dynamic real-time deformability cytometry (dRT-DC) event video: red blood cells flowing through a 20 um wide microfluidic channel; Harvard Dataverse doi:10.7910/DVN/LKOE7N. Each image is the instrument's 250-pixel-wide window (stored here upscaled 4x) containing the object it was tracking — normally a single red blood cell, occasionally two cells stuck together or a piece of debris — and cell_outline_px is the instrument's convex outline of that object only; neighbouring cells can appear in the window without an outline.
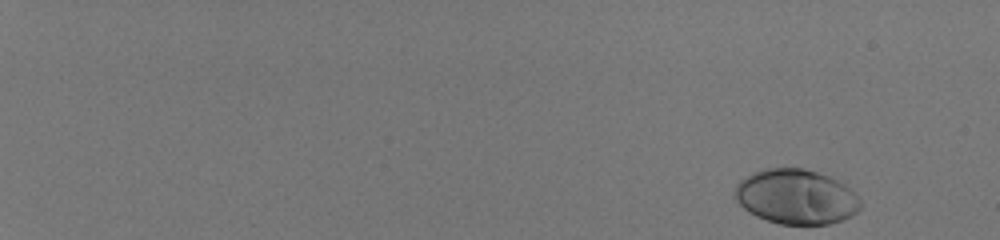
{"species": "human", "species_latin": "Homo sapiens", "temperature_condition": "room temperature", "stored_images_in_passage": 51, "camera_frame_rate_fps": 3000, "um_per_image_px": 0.085, "donor": {"sex": "male"}, "frame": {"image": 1, "passage_image": 1, "time_ms": 0.0, "image_size_px": [1000, 240], "cell_outline_px": [[860, 208], [852, 216], [844, 220], [828, 224], [780, 224], [756, 216], [744, 208], [736, 200], [736, 184], [740, 180], [764, 168], [804, 168], [828, 176], [844, 184], [860, 200]], "centroid_in_image_um": [67.68, 16.73], "position_along_channel_um": 17.3, "area_um2": 39.71}}
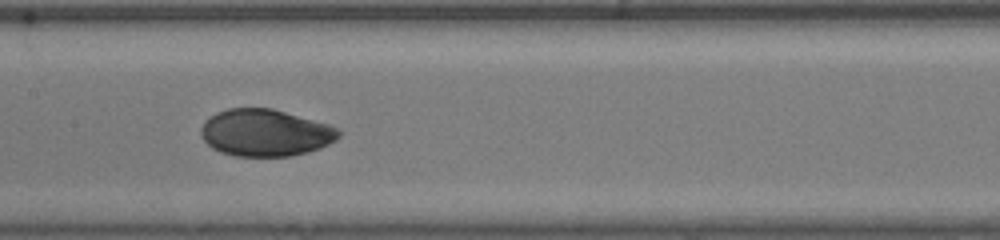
{"frame": {"image": 2, "passage_image": 30, "time_ms": 9.667, "image_size_px": [1000, 240], "cell_outline_px": [[340, 136], [336, 140], [320, 148], [308, 152], [292, 156], [236, 156], [220, 152], [212, 148], [200, 136], [200, 128], [204, 120], [216, 112], [228, 108], [272, 108], [328, 124], [340, 128]], "centroid_in_image_um": [22.54, 11.28], "position_along_channel_um": 184.9, "area_um2": 37.97}}
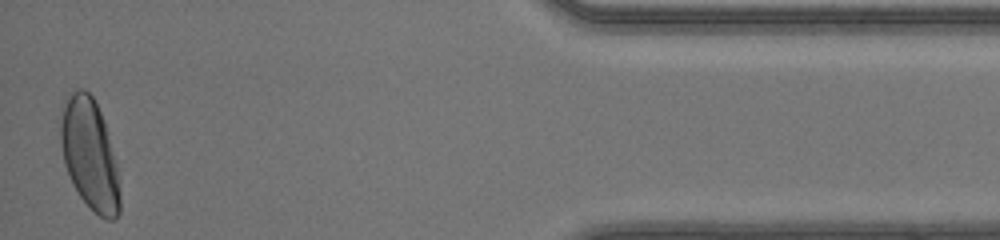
{"frame": {"image": 3, "passage_image": 51, "time_ms": 16.667, "image_size_px": [1000, 240], "cell_outline_px": [[120, 212], [112, 220], [108, 220], [100, 216], [80, 196], [72, 184], [64, 164], [60, 144], [60, 108], [72, 92], [80, 88], [84, 88], [92, 96], [104, 120], [120, 176]], "centroid_in_image_um": [7.62, 13.11], "position_along_channel_um": 427.6, "area_um2": 38.49}, "authors_computed_cell_mechanics": {"area_um2": 38.2058, "velocity_mm_per_s": 4.1506, "shape_relaxation_time_tau1_ms": 3.4393, "shape_relaxation_time_tau2_ms": null, "deformation_change_tau1": 0.1667, "deformation_change_tau2": null}}